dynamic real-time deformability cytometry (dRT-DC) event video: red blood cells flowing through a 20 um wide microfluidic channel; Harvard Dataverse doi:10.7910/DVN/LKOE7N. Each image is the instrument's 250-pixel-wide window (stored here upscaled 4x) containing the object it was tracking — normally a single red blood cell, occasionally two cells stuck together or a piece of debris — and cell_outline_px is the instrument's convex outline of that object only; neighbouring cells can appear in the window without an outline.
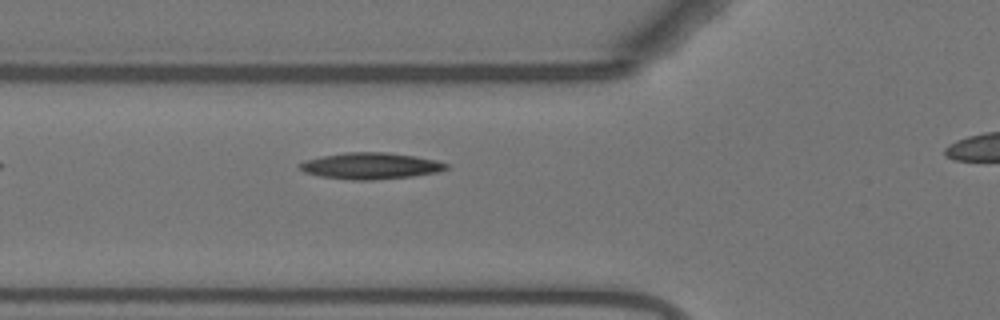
{"species": "Egyptian fruit bat (a non-hibernating species)", "species_latin": "Rousettus aegyptiacus", "temperature_condition": "warm", "stored_images_in_passage": 31, "camera_frame_rate_fps": 3000, "um_per_image_px": 0.085, "animal": {"sex": "female"}, "frame": {"image": 1, "passage_image": 3, "time_ms": 0.667, "image_size_px": [1000, 320], "cell_outline_px": [[448, 168], [436, 172], [412, 176], [372, 180], [352, 180], [320, 176], [304, 172], [296, 164], [308, 160], [324, 156], [344, 152], [388, 152], [416, 156], [436, 160], [448, 164]], "centroid_in_image_um": [31.5, 14.1], "position_along_channel_um": 94.3, "area_um2": 22.43}}
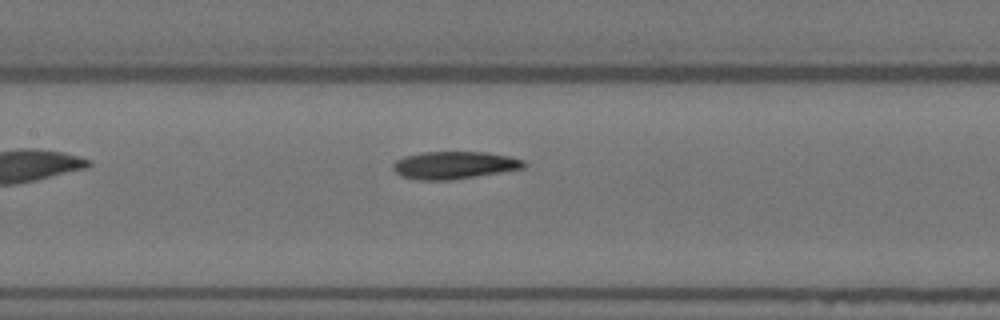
{"frame": {"image": 2, "passage_image": 9, "time_ms": 2.667, "image_size_px": [1000, 320], "cell_outline_px": [[528, 164], [524, 168], [500, 172], [448, 180], [416, 180], [400, 176], [392, 168], [392, 164], [396, 160], [404, 156], [424, 152], [484, 152], [508, 156], [524, 160]], "centroid_in_image_um": [38.58, 14.04], "position_along_channel_um": 168.8, "area_um2": 20.92}}
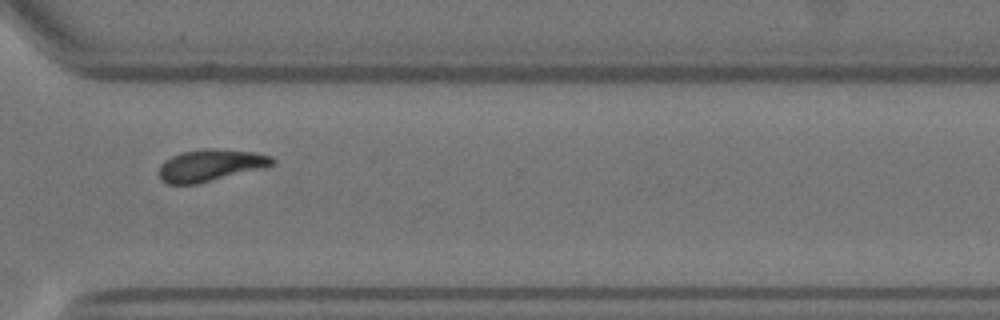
{"frame": {"image": 3, "passage_image": 24, "time_ms": 7.667, "image_size_px": [1000, 320], "cell_outline_px": [[276, 164], [264, 168], [196, 184], [168, 184], [160, 180], [160, 164], [164, 160], [180, 152], [204, 148], [220, 148], [256, 152], [272, 156], [276, 160]], "centroid_in_image_um": [17.93, 14.03], "position_along_channel_um": 352.7, "area_um2": 21.39}}